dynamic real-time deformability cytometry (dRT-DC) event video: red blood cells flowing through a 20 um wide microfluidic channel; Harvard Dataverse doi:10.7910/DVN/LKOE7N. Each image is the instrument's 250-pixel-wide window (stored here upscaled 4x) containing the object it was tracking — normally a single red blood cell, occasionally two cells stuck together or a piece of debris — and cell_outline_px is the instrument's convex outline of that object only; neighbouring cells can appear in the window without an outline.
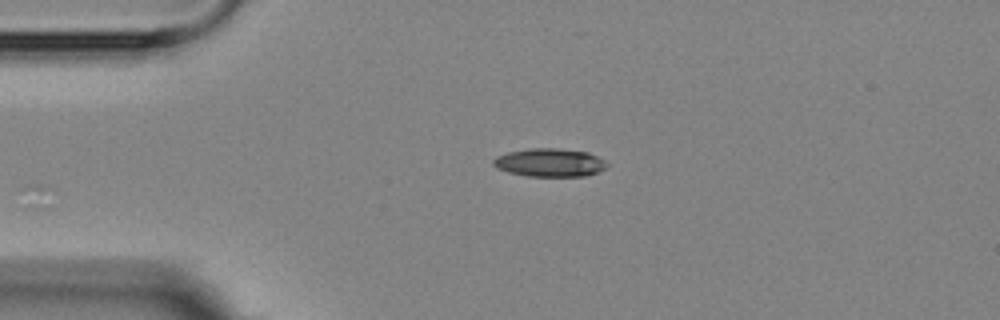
{"species": "Egyptian fruit bat (a non-hibernating species)", "species_latin": "Rousettus aegyptiacus", "temperature_condition": "room temperature", "stored_images_in_passage": 2, "camera_frame_rate_fps": 3000, "um_per_image_px": 0.085, "animal": {"sex": "female"}, "frame": {"image": 1, "passage_image": 2, "time_ms": 1.333, "image_size_px": [1000, 320], "cell_outline_px": [[608, 164], [604, 168], [596, 172], [584, 176], [524, 176], [508, 172], [496, 168], [492, 164], [492, 160], [496, 156], [508, 152], [528, 148], [560, 148], [588, 152], [604, 160]], "centroid_in_image_um": [46.67, 13.81], "position_along_channel_um": 38.3, "area_um2": 18.79}}